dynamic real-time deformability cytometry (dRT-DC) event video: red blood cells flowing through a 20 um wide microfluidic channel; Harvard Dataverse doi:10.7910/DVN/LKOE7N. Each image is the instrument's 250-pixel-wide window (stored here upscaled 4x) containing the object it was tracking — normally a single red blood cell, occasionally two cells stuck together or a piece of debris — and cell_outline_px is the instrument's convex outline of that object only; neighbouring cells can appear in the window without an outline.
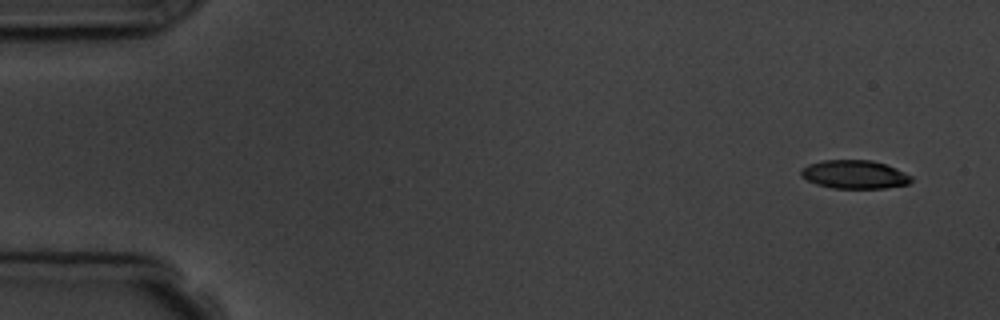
{"species": "common noctule bat (a hibernating species)", "species_latin": "Nyctalus noctula", "temperature_condition": "room temperature", "stored_images_in_passage": 4, "camera_frame_rate_fps": 3000, "um_per_image_px": 0.085, "animal": {"sex": "male", "body_mass_g": 19.5, "forearm_length_mm": 54.6}, "frame": {"image": 1, "passage_image": 1, "time_ms": 0.0, "image_size_px": [1000, 320], "cell_outline_px": [[912, 180], [908, 184], [884, 188], [832, 188], [816, 184], [800, 176], [800, 172], [808, 164], [824, 160], [872, 160], [896, 168], [912, 176]], "centroid_in_image_um": [72.63, 14.83], "position_along_channel_um": 12.4, "area_um2": 18.21}}